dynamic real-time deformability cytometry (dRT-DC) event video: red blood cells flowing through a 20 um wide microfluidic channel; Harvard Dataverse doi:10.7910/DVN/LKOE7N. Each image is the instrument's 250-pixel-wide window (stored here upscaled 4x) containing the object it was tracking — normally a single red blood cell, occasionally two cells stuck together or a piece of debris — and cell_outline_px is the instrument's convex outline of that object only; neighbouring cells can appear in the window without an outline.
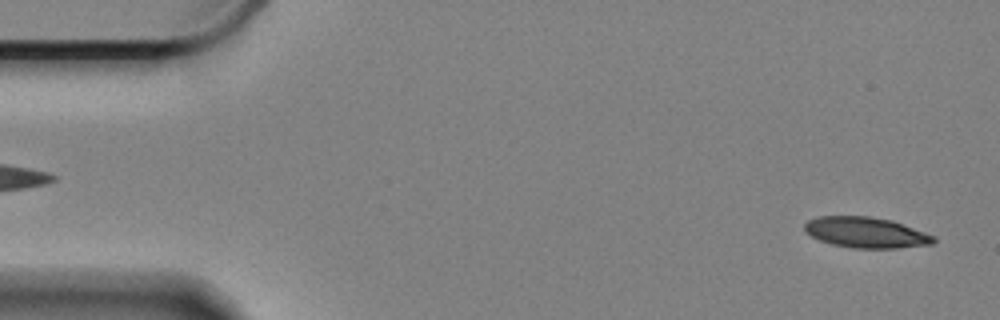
{"species": "Egyptian fruit bat (a non-hibernating species)", "species_latin": "Rousettus aegyptiacus", "temperature_condition": "cold", "stored_images_in_passage": 58, "camera_frame_rate_fps": 3000, "um_per_image_px": 0.085, "animal": {"sex": "female"}, "frame": {"image": 1, "passage_image": 2, "time_ms": 0.333, "image_size_px": [1000, 320], "cell_outline_px": [[936, 240], [932, 244], [896, 248], [852, 248], [832, 244], [820, 240], [804, 232], [804, 224], [808, 220], [816, 216], [868, 216], [892, 220], [936, 236]], "centroid_in_image_um": [73.6, 19.75], "position_along_channel_um": 11.4, "area_um2": 23.18}}
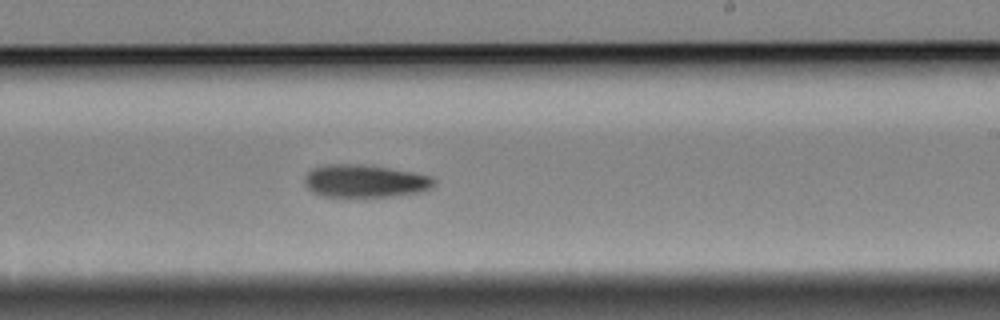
{"frame": {"image": 2, "passage_image": 34, "time_ms": 11.0, "image_size_px": [1000, 320], "cell_outline_px": [[436, 184], [432, 188], [420, 192], [388, 196], [320, 196], [312, 192], [304, 184], [304, 176], [312, 168], [324, 164], [364, 164], [412, 172], [432, 176], [436, 180]], "centroid_in_image_um": [31.0, 15.38], "position_along_channel_um": 258.0, "area_um2": 24.8}}
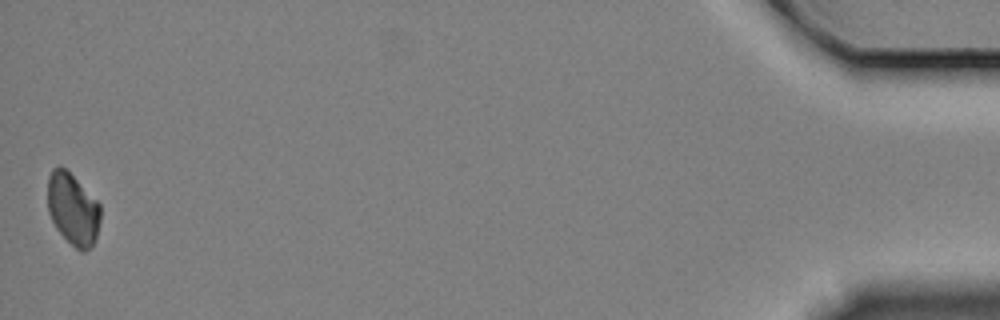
{"frame": {"image": 3, "passage_image": 58, "time_ms": 19.0, "image_size_px": [1000, 320], "cell_outline_px": [[100, 220], [96, 236], [92, 244], [84, 252], [80, 252], [56, 228], [48, 212], [48, 176], [52, 168], [64, 168], [100, 204]], "centroid_in_image_um": [6.18, 17.79], "position_along_channel_um": 429.0, "area_um2": 21.56}, "authors_computed_cell_mechanics": {"area_um2": 24.1893, "velocity_mm_per_s": 3.3174, "shape_relaxation_time_tau1_ms": 8.2198, "shape_relaxation_time_tau2_ms": null, "deformation_change_tau1": 0.1479, "deformation_change_tau2": null}}